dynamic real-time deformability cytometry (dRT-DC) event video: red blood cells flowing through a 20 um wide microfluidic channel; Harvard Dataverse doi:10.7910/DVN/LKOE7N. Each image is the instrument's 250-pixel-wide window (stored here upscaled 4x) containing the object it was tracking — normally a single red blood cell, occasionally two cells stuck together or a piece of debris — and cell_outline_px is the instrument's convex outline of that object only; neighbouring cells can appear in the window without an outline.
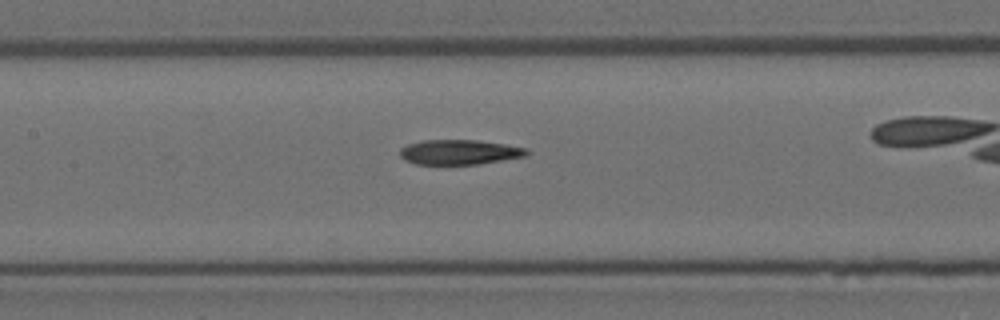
{"species": "Egyptian fruit bat (a non-hibernating species)", "species_latin": "Rousettus aegyptiacus", "temperature_condition": "room temperature", "stored_images_in_passage": 25, "camera_frame_rate_fps": 3000, "um_per_image_px": 0.085, "animal": {"sex": "female"}, "frame": {"image": 1, "passage_image": 9, "time_ms": 2.667, "image_size_px": [1000, 320], "cell_outline_px": [[528, 152], [524, 156], [480, 164], [416, 164], [404, 160], [400, 156], [400, 148], [408, 144], [424, 140], [476, 140], [504, 144], [528, 148]], "centroid_in_image_um": [39.02, 12.93], "position_along_channel_um": 168.4, "area_um2": 18.26}}